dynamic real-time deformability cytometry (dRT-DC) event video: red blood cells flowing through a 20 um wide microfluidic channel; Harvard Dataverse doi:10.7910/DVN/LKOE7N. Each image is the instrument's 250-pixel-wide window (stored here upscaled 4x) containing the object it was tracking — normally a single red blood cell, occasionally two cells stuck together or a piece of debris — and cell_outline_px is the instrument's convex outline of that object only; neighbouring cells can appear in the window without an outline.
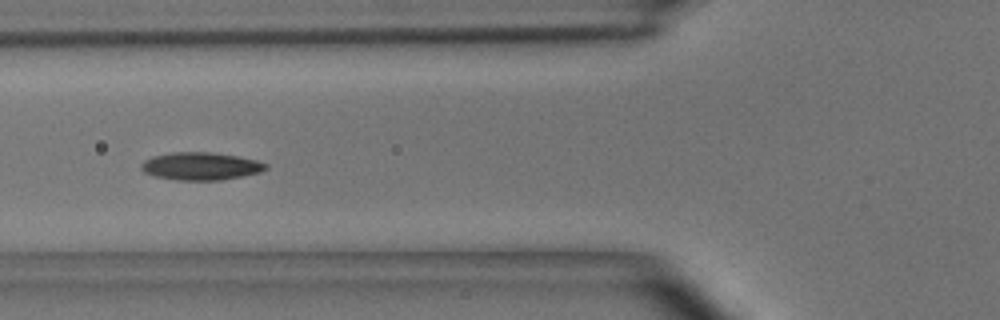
{"species": "common noctule bat (a hibernating species)", "species_latin": "Nyctalus noctula", "temperature_condition": "room temperature", "stored_images_in_passage": 45, "camera_frame_rate_fps": 3000, "um_per_image_px": 0.085, "animal": {"sex": "male", "body_mass_g": 15.6}, "frame": {"image": 1, "passage_image": 14, "time_ms": 4.333, "image_size_px": [1000, 320], "cell_outline_px": [[268, 168], [260, 172], [220, 180], [180, 180], [156, 176], [144, 172], [140, 168], [140, 164], [144, 160], [152, 156], [172, 152], [212, 152], [236, 156], [256, 160], [268, 164]], "centroid_in_image_um": [17.04, 14.11], "position_along_channel_um": 108.8, "area_um2": 20.0}}
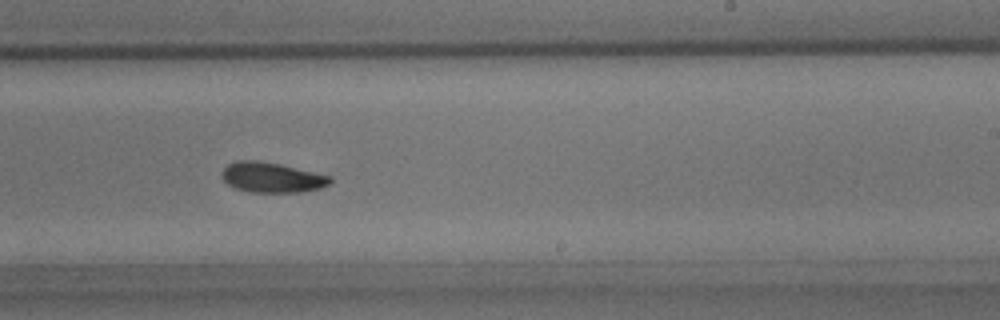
{"frame": {"image": 2, "passage_image": 26, "time_ms": 8.333, "image_size_px": [1000, 320], "cell_outline_px": [[332, 180], [328, 184], [320, 188], [300, 192], [252, 192], [236, 188], [228, 184], [220, 176], [220, 172], [228, 164], [236, 160], [256, 160], [280, 164], [332, 176]], "centroid_in_image_um": [23.08, 15.07], "position_along_channel_um": 265.9, "area_um2": 19.02}, "authors_computed_cell_mechanics": {"area_um2": 19.0162, "velocity_mm_per_s": 3.9294, "shape_relaxation_time_tau1_ms": 2.732, "shape_relaxation_time_tau2_ms": 3.4575, "deformation_change_tau1": 0.1035, "deformation_change_tau2": 0.0787}}